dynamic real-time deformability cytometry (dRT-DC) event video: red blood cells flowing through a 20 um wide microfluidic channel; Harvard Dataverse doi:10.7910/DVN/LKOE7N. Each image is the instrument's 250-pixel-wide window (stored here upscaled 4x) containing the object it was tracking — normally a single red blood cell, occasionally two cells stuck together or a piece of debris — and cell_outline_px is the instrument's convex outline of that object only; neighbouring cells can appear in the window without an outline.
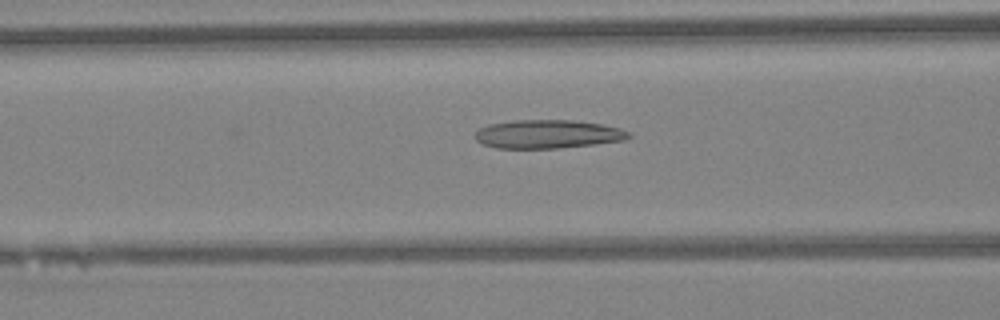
{"species": "Egyptian fruit bat (a non-hibernating species)", "species_latin": "Rousettus aegyptiacus", "temperature_condition": "warm", "stored_images_in_passage": 26, "camera_frame_rate_fps": 3000, "um_per_image_px": 0.085, "animal": {"sex": "female"}, "frame": {"image": 1, "passage_image": 7, "time_ms": 2.0, "image_size_px": [1000, 320], "cell_outline_px": [[632, 136], [624, 140], [592, 144], [556, 148], [496, 148], [484, 144], [476, 140], [476, 132], [480, 128], [488, 124], [516, 120], [572, 120], [600, 124], [620, 128], [628, 132]], "centroid_in_image_um": [46.54, 11.39], "position_along_channel_um": 120.1, "area_um2": 25.26}}
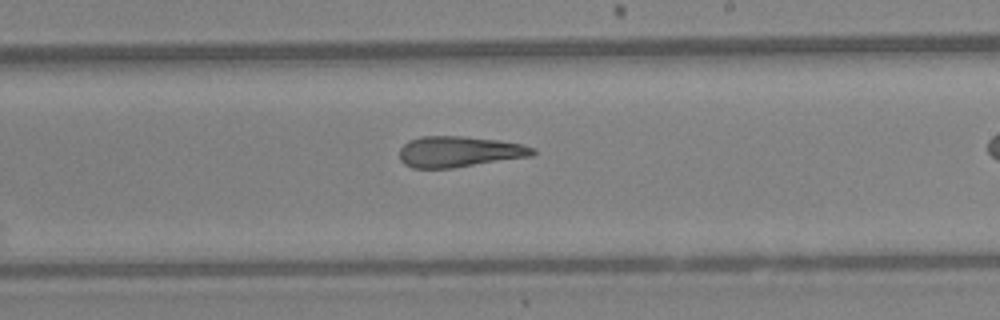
{"frame": {"image": 2, "passage_image": 16, "time_ms": 5.0, "image_size_px": [1000, 320], "cell_outline_px": [[536, 152], [532, 156], [452, 168], [412, 168], [404, 164], [400, 160], [400, 148], [408, 140], [420, 136], [464, 136], [500, 140], [520, 144], [532, 148]], "centroid_in_image_um": [38.99, 12.89], "position_along_channel_um": 250.0, "area_um2": 23.99}}
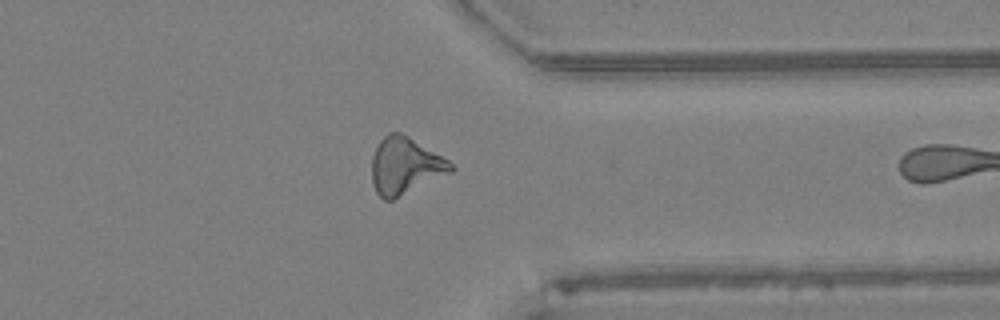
{"frame": {"image": 3, "passage_image": 25, "time_ms": 8.0, "image_size_px": [1000, 320], "cell_outline_px": [[456, 168], [452, 172], [392, 200], [384, 200], [376, 192], [372, 180], [372, 156], [380, 140], [388, 132], [400, 132], [408, 136], [448, 160]], "centroid_in_image_um": [34.42, 14.1], "position_along_channel_um": 377.0, "area_um2": 25.95}}